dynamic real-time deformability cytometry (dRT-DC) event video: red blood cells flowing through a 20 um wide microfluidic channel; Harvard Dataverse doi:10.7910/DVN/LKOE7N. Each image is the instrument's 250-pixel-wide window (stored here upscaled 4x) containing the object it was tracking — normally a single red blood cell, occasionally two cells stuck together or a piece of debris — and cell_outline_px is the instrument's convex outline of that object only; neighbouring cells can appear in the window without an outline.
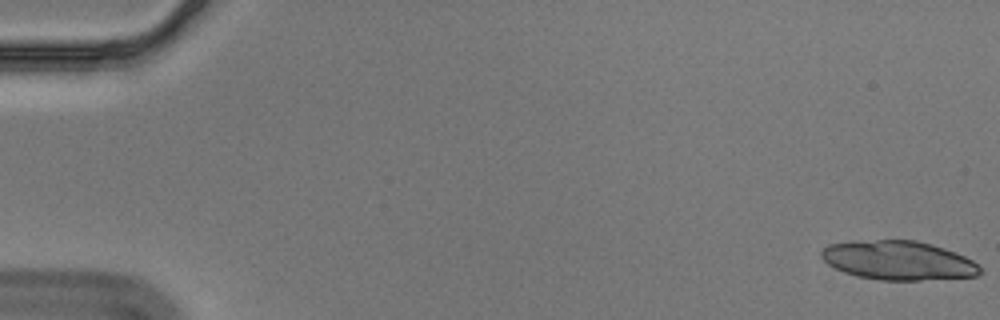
{"species": "Egyptian fruit bat (a non-hibernating species)", "species_latin": "Rousettus aegyptiacus", "temperature_condition": "cold", "stored_images_in_passage": 56, "segment_of_instrument_passage": [1, 2], "camera_frame_rate_fps": 3000, "um_per_image_px": 0.085, "animal": {"sex": "male"}, "frame": {"image": 1, "passage_image": 1, "time_ms": 0.0, "image_size_px": [1000, 320], "cell_outline_px": [[984, 272], [976, 276], [920, 280], [880, 280], [856, 276], [844, 272], [828, 264], [820, 256], [820, 252], [824, 248], [832, 244], [876, 240], [916, 240], [932, 244], [956, 252], [972, 260]], "centroid_in_image_um": [76.39, 22.14], "position_along_channel_um": 8.6, "area_um2": 35.84}}